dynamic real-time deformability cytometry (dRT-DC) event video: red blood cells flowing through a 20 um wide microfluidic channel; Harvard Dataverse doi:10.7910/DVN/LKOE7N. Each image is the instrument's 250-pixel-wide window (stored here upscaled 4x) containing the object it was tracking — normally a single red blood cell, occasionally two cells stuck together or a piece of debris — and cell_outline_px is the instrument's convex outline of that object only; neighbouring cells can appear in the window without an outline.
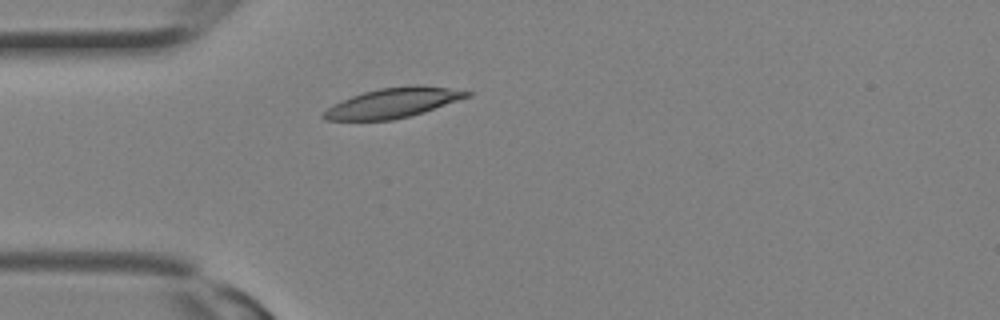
{"species": "Egyptian fruit bat (a non-hibernating species)", "species_latin": "Rousettus aegyptiacus", "temperature_condition": "room temperature", "stored_images_in_passage": 12, "camera_frame_rate_fps": 3000, "um_per_image_px": 0.085, "animal": {"sex": "female"}, "frame": {"image": 1, "passage_image": 6, "time_ms": 1.667, "image_size_px": [1000, 320], "cell_outline_px": [[472, 96], [424, 112], [392, 120], [324, 120], [320, 116], [332, 104], [352, 96], [364, 92], [380, 88], [416, 84], [448, 88], [472, 92]], "centroid_in_image_um": [33.42, 8.74], "position_along_channel_um": 51.6, "area_um2": 24.85}}
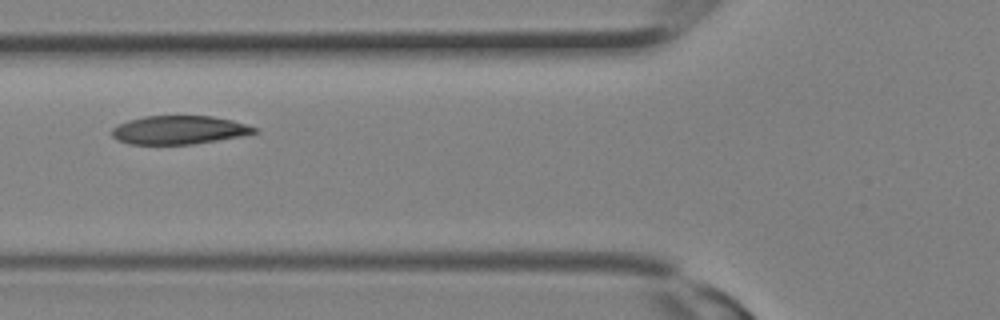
{"frame": {"image": 2, "passage_image": 9, "time_ms": 2.667, "image_size_px": [1000, 320], "cell_outline_px": [[260, 132], [240, 136], [192, 144], [128, 144], [116, 140], [112, 136], [112, 128], [128, 120], [144, 116], [212, 116], [232, 120], [260, 128]], "centroid_in_image_um": [15.24, 11.04], "position_along_channel_um": 110.6, "area_um2": 23.7}}
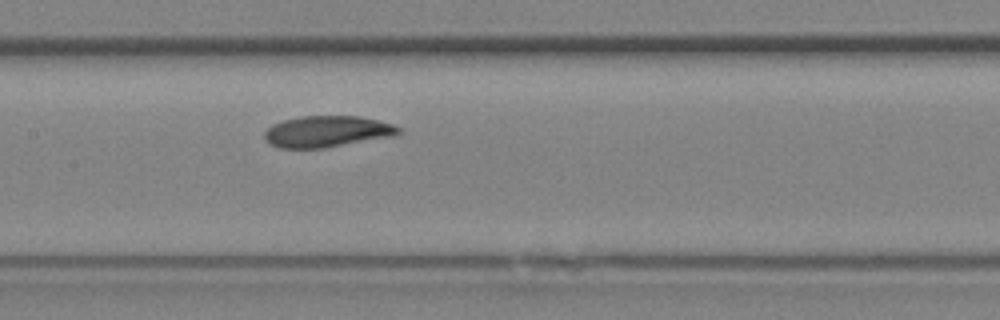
{"frame": {"image": 3, "passage_image": 12, "time_ms": 3.667, "image_size_px": [1000, 320], "cell_outline_px": [[400, 132], [392, 136], [324, 148], [280, 148], [268, 144], [264, 140], [264, 132], [272, 124], [284, 120], [300, 116], [360, 116], [392, 124], [400, 128]], "centroid_in_image_um": [27.73, 11.18], "position_along_channel_um": 179.7, "area_um2": 24.39}}